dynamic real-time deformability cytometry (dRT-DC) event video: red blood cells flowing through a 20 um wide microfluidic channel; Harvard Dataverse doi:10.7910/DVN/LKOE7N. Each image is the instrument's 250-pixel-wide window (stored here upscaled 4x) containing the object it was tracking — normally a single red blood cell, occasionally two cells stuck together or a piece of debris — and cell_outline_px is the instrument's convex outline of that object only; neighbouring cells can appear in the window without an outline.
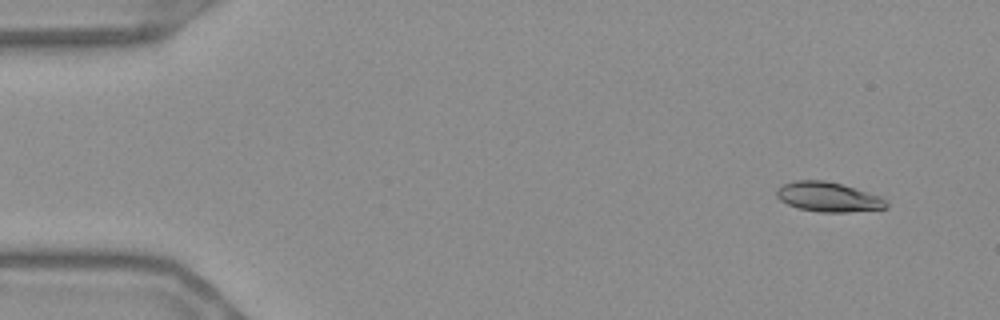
{"species": "Egyptian fruit bat (a non-hibernating species)", "species_latin": "Rousettus aegyptiacus", "temperature_condition": "warm", "stored_images_in_passage": 52, "camera_frame_rate_fps": 3000, "um_per_image_px": 0.085, "frame": {"image": 1, "passage_image": 1, "time_ms": 0.0, "image_size_px": [1000, 320], "cell_outline_px": [[888, 208], [848, 212], [820, 212], [800, 208], [788, 204], [780, 200], [776, 196], [776, 188], [784, 184], [796, 180], [824, 180], [840, 184], [880, 196], [888, 204]], "centroid_in_image_um": [70.38, 16.74], "position_along_channel_um": 14.6, "area_um2": 18.73}}
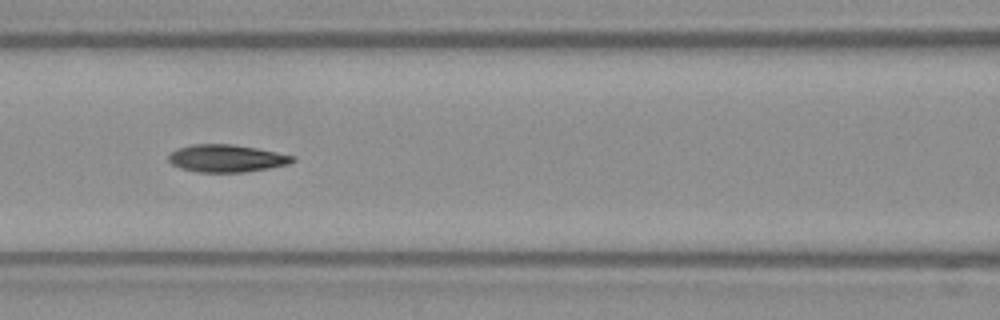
{"frame": {"image": 2, "passage_image": 21, "time_ms": 6.667, "image_size_px": [1000, 320], "cell_outline_px": [[296, 160], [288, 164], [268, 168], [244, 172], [196, 172], [180, 168], [172, 164], [168, 160], [168, 156], [176, 148], [192, 144], [232, 144], [256, 148], [296, 156]], "centroid_in_image_um": [19.24, 13.46], "position_along_channel_um": 147.4, "area_um2": 19.88}}
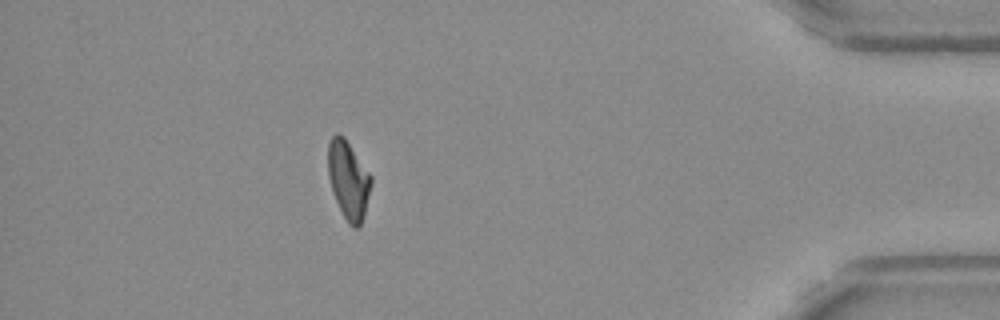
{"frame": {"image": 3, "passage_image": 46, "time_ms": 15.0, "image_size_px": [1000, 320], "cell_outline_px": [[372, 184], [360, 228], [352, 228], [348, 224], [336, 200], [328, 176], [328, 144], [332, 136], [336, 132], [344, 136], [372, 176]], "centroid_in_image_um": [29.62, 15.28], "position_along_channel_um": 405.6, "area_um2": 19.59}, "authors_computed_cell_mechanics": {"area_um2": 19.7387, "velocity_mm_per_s": 3.6855, "shape_relaxation_time_tau1_ms": 9.6893, "shape_relaxation_time_tau2_ms": 3.511, "deformation_change_tau1": 0.2187, "deformation_change_tau2": 0.0936}}